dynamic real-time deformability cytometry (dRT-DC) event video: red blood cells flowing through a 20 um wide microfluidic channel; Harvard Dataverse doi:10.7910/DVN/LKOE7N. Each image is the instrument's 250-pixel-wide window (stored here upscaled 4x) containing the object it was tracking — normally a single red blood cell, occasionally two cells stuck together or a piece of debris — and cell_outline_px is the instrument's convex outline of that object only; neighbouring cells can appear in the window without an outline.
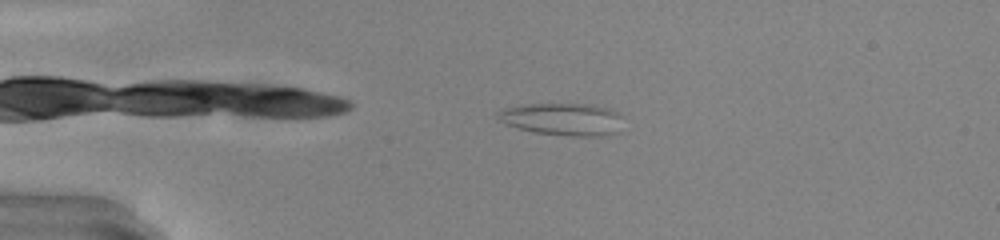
{"species": "common noctule bat (a hibernating species)", "species_latin": "Nyctalus noctula", "temperature_condition": "warm", "stored_images_in_passage": 45, "camera_frame_rate_fps": 3000, "um_per_image_px": 0.085, "animal": {"sex": "male", "body_mass_g": 20.0, "forearm_length_mm": 53.3}, "frame": {"image": 1, "passage_image": 5, "time_ms": 1.333, "image_size_px": [1000, 240], "cell_outline_px": [[620, 132], [604, 136], [568, 136], [532, 132], [508, 124], [500, 120], [496, 116], [496, 112], [504, 108], [528, 104], [588, 104], [608, 108], [616, 112], [620, 116]], "centroid_in_image_um": [47.83, 10.14], "position_along_channel_um": 37.2, "area_um2": 23.58}}
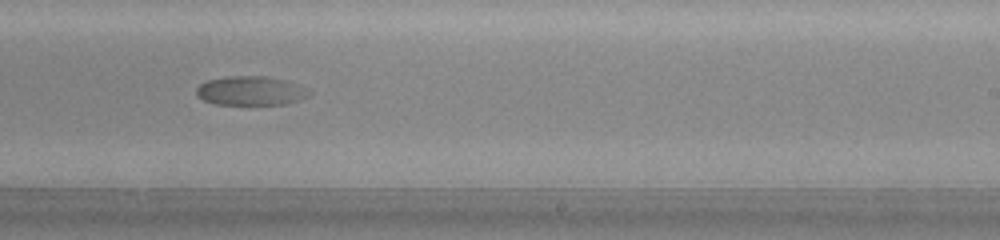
{"frame": {"image": 2, "passage_image": 26, "time_ms": 8.333, "image_size_px": [1000, 240], "cell_outline_px": [[312, 92], [308, 96], [300, 100], [284, 104], [216, 104], [204, 100], [196, 96], [196, 88], [200, 84], [208, 80], [228, 76], [264, 76], [288, 80]], "centroid_in_image_um": [21.3, 7.71], "position_along_channel_um": 267.7, "area_um2": 19.07}}
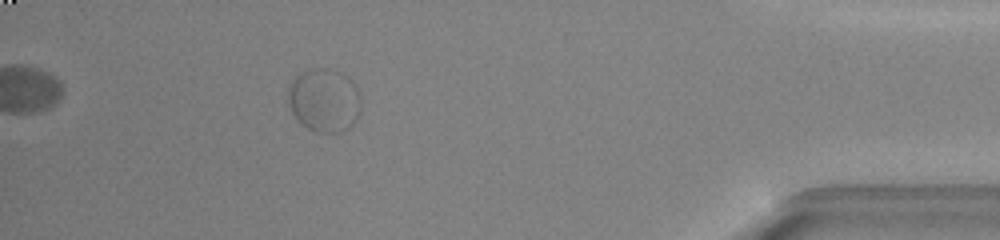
{"frame": {"image": 3, "passage_image": 40, "time_ms": 13.0, "image_size_px": [1000, 240], "cell_outline_px": [[360, 112], [356, 120], [348, 128], [340, 132], [316, 132], [300, 124], [296, 120], [288, 104], [288, 92], [292, 80], [296, 76], [312, 68], [332, 68], [348, 76], [356, 84], [360, 92]], "centroid_in_image_um": [27.57, 8.51], "position_along_channel_um": 407.6, "area_um2": 27.34}}